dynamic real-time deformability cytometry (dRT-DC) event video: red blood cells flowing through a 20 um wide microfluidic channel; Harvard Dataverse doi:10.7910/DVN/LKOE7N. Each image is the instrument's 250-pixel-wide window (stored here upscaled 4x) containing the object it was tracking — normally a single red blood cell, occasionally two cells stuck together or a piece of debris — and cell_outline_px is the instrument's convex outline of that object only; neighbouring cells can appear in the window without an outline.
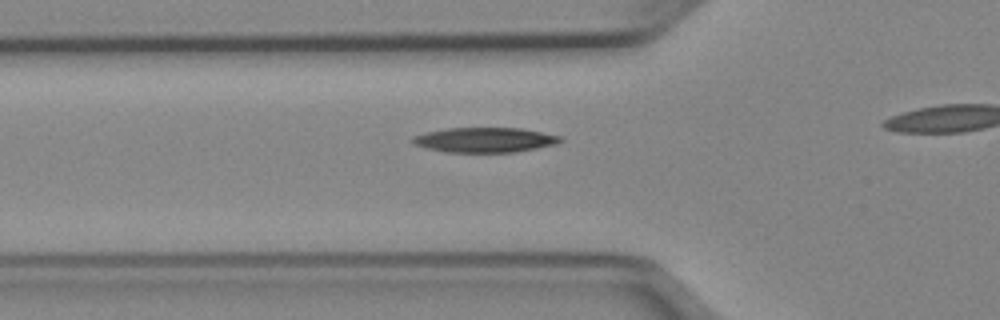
{"species": "Egyptian fruit bat (a non-hibernating species)", "species_latin": "Rousettus aegyptiacus", "temperature_condition": "cold", "stored_images_in_passage": 18, "camera_frame_rate_fps": 3000, "um_per_image_px": 0.085, "animal": {"sex": "female"}, "frame": {"image": 1, "passage_image": 13, "time_ms": 4.0, "image_size_px": [1000, 320], "cell_outline_px": [[564, 140], [556, 144], [516, 152], [444, 152], [412, 144], [408, 140], [412, 136], [424, 132], [444, 128], [520, 128], [560, 136]], "centroid_in_image_um": [41.13, 11.89], "position_along_channel_um": 84.7, "area_um2": 21.56}}